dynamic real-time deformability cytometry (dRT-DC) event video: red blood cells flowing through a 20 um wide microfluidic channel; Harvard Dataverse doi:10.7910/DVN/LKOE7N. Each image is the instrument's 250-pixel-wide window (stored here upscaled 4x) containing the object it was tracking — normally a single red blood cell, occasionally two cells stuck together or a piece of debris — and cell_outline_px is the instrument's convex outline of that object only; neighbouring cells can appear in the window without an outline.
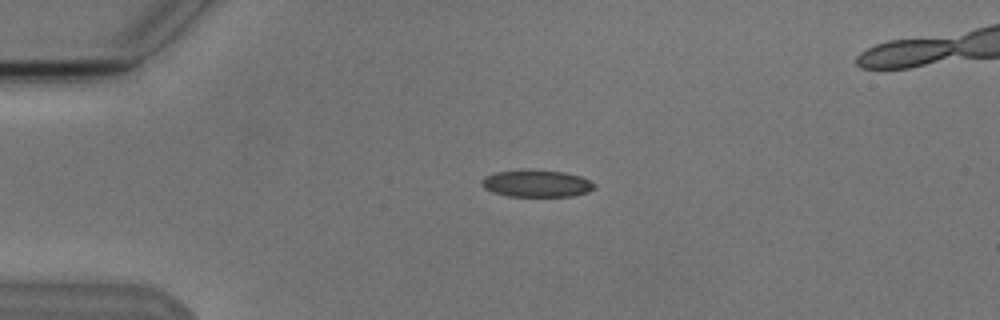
{"species": "Egyptian fruit bat (a non-hibernating species)", "species_latin": "Rousettus aegyptiacus", "temperature_condition": "cold", "stored_images_in_passage": 3, "camera_frame_rate_fps": 3000, "um_per_image_px": 0.085, "animal": {"sex": "male"}, "frame": {"image": 1, "passage_image": 2, "time_ms": 1.333, "image_size_px": [1000, 320], "cell_outline_px": [[596, 188], [588, 192], [572, 196], [508, 196], [492, 192], [484, 188], [480, 184], [480, 180], [484, 176], [496, 172], [564, 172], [580, 176], [596, 184]], "centroid_in_image_um": [45.61, 15.64], "position_along_channel_um": 39.4, "area_um2": 17.17}}